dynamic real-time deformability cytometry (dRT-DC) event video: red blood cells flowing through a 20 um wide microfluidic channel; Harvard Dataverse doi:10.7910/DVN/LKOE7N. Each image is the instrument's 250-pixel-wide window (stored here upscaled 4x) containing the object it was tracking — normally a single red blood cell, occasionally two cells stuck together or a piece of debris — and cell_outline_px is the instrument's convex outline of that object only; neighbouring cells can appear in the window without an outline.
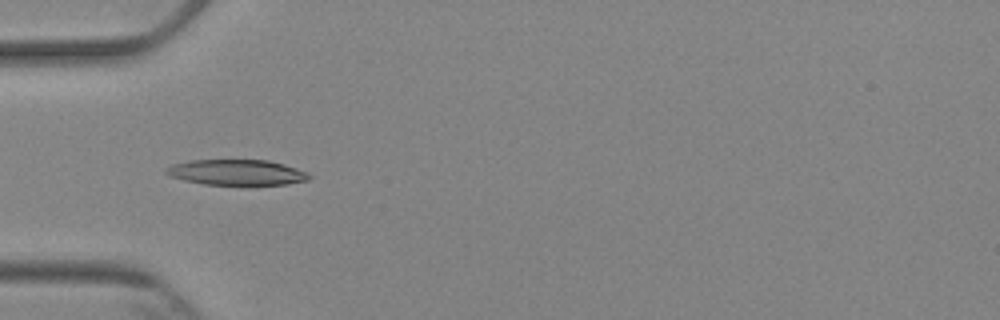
{"species": "Egyptian fruit bat (a non-hibernating species)", "species_latin": "Rousettus aegyptiacus", "temperature_condition": "cold", "stored_images_in_passage": 6, "camera_frame_rate_fps": 3000, "um_per_image_px": 0.085, "animal": {"sex": "female"}, "frame": {"image": 1, "passage_image": 3, "time_ms": 3.333, "image_size_px": [1000, 320], "cell_outline_px": [[312, 176], [308, 180], [288, 184], [240, 188], [204, 184], [184, 180], [168, 176], [164, 172], [164, 168], [172, 164], [188, 160], [268, 160], [284, 164], [308, 172]], "centroid_in_image_um": [20.12, 14.7], "position_along_channel_um": 64.9, "area_um2": 22.54}}
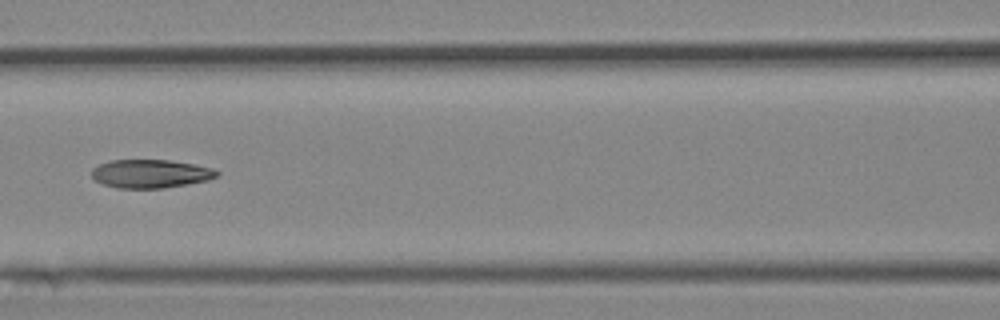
{"frame": {"image": 2, "passage_image": 5, "time_ms": 5.667, "image_size_px": [1000, 320], "cell_outline_px": [[220, 172], [216, 176], [208, 180], [164, 188], [116, 188], [104, 184], [96, 180], [92, 176], [92, 168], [108, 160], [168, 160], [192, 164], [212, 168]], "centroid_in_image_um": [12.77, 14.76], "position_along_channel_um": 153.8, "area_um2": 20.58}}
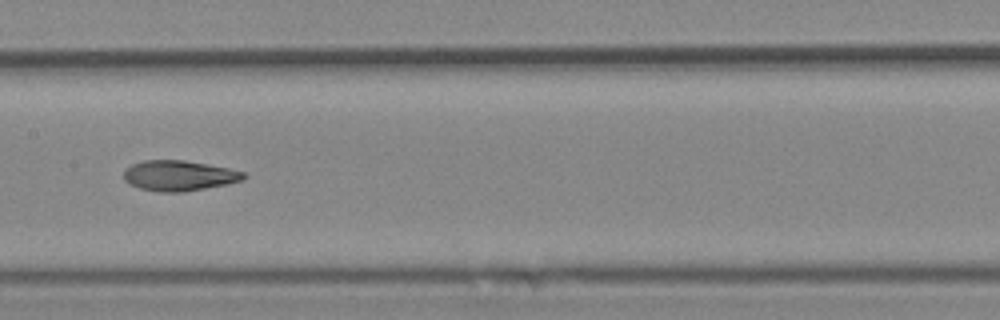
{"frame": {"image": 3, "passage_image": 6, "time_ms": 6.667, "image_size_px": [1000, 320], "cell_outline_px": [[248, 176], [244, 180], [228, 184], [184, 192], [160, 192], [140, 188], [128, 184], [124, 180], [124, 168], [132, 164], [144, 160], [184, 160], [208, 164], [228, 168], [244, 172]], "centroid_in_image_um": [15.22, 14.93], "position_along_channel_um": 192.2, "area_um2": 21.44}}